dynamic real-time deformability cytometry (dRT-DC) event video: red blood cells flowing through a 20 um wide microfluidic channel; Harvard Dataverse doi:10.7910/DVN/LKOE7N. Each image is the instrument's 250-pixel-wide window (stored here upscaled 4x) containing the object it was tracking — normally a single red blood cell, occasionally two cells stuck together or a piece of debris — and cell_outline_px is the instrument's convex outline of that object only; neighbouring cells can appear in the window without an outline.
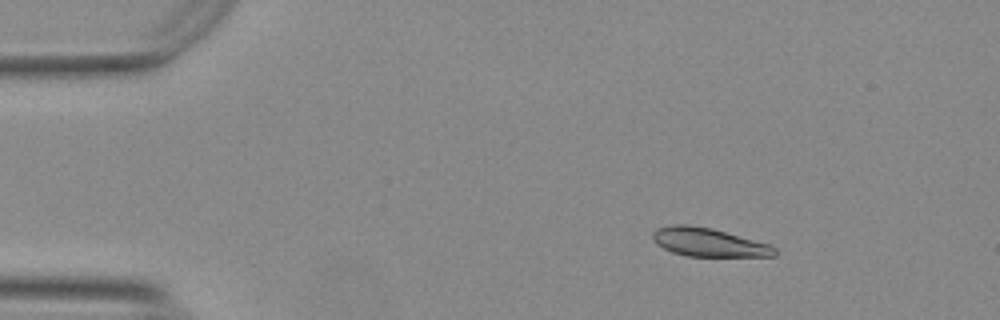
{"species": "Egyptian fruit bat (a non-hibernating species)", "species_latin": "Rousettus aegyptiacus", "temperature_condition": "warm", "stored_images_in_passage": 17, "camera_frame_rate_fps": 3000, "um_per_image_px": 0.085, "animal": {"sex": "female"}, "frame": {"image": 1, "passage_image": 7, "time_ms": 2.0, "image_size_px": [1000, 320], "cell_outline_px": [[776, 256], [688, 256], [672, 252], [656, 244], [652, 240], [652, 232], [656, 228], [676, 224], [688, 224], [712, 228], [768, 244], [776, 248]], "centroid_in_image_um": [60.18, 20.59], "position_along_channel_um": 24.8, "area_um2": 20.17}}
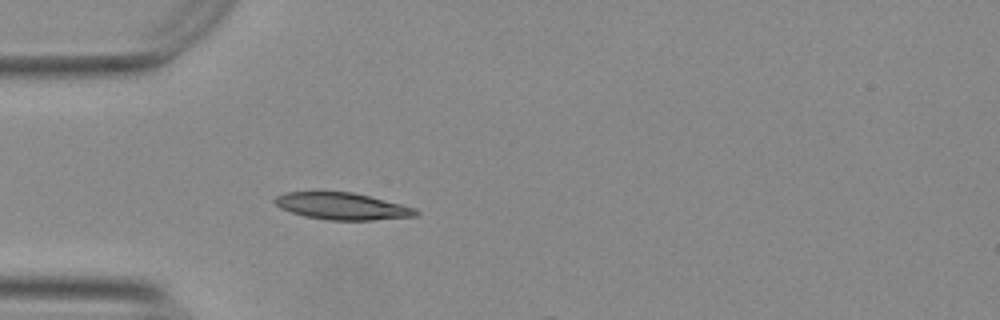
{"frame": {"image": 2, "passage_image": 15, "time_ms": 4.667, "image_size_px": [1000, 320], "cell_outline_px": [[420, 212], [416, 216], [372, 220], [328, 220], [304, 216], [280, 208], [272, 200], [276, 196], [284, 192], [352, 192], [416, 208]], "centroid_in_image_um": [29.06, 17.53], "position_along_channel_um": 55.9, "area_um2": 21.96}}